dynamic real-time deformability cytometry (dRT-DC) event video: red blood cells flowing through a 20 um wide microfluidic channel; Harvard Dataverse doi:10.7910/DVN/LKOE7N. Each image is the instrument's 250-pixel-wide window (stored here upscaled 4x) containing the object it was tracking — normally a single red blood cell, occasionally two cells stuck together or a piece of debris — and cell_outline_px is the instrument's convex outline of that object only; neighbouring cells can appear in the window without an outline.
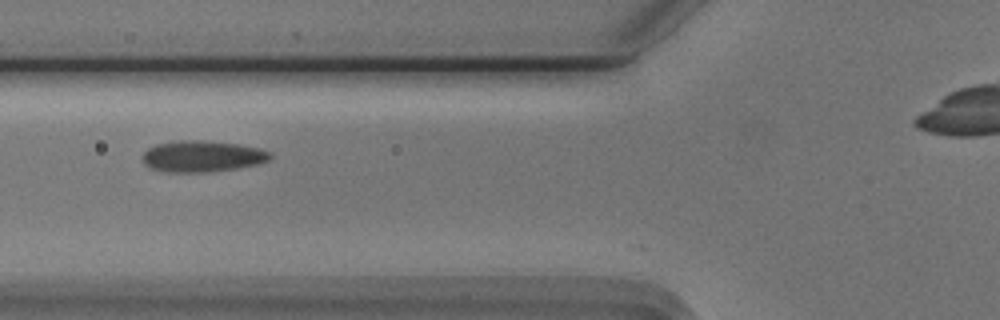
{"species": "Egyptian fruit bat (a non-hibernating species)", "species_latin": "Rousettus aegyptiacus", "temperature_condition": "cold", "stored_images_in_passage": 30, "camera_frame_rate_fps": 3000, "um_per_image_px": 0.085, "animal": {"sex": "male"}, "frame": {"image": 1, "passage_image": 2, "time_ms": 0.333, "image_size_px": [1000, 320], "cell_outline_px": [[272, 156], [268, 160], [256, 164], [236, 168], [208, 172], [168, 172], [148, 168], [144, 164], [140, 156], [148, 148], [156, 144], [176, 140], [200, 140], [240, 144], [260, 148], [272, 152]], "centroid_in_image_um": [17.15, 13.28], "position_along_channel_um": 108.7, "area_um2": 23.52}}
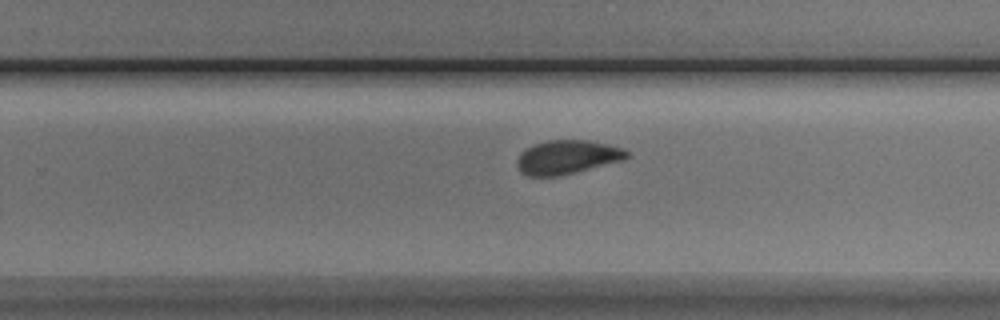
{"frame": {"image": 2, "passage_image": 16, "time_ms": 5.0, "image_size_px": [1000, 320], "cell_outline_px": [[628, 156], [624, 160], [560, 176], [528, 176], [520, 172], [516, 164], [516, 160], [520, 152], [524, 148], [532, 144], [548, 140], [588, 140], [608, 144], [624, 148], [628, 152]], "centroid_in_image_um": [48.17, 13.35], "position_along_channel_um": 281.6, "area_um2": 21.96}}
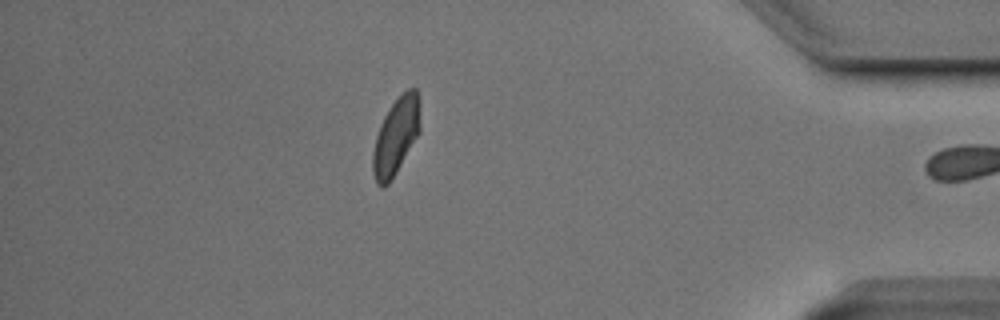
{"frame": {"image": 3, "passage_image": 29, "time_ms": 9.333, "image_size_px": [1000, 320], "cell_outline_px": [[420, 132], [396, 172], [388, 184], [384, 188], [380, 188], [376, 184], [372, 172], [372, 152], [376, 136], [380, 124], [388, 108], [400, 92], [408, 88], [416, 88], [420, 100]], "centroid_in_image_um": [33.65, 11.55], "position_along_channel_um": 401.5, "area_um2": 21.68}}